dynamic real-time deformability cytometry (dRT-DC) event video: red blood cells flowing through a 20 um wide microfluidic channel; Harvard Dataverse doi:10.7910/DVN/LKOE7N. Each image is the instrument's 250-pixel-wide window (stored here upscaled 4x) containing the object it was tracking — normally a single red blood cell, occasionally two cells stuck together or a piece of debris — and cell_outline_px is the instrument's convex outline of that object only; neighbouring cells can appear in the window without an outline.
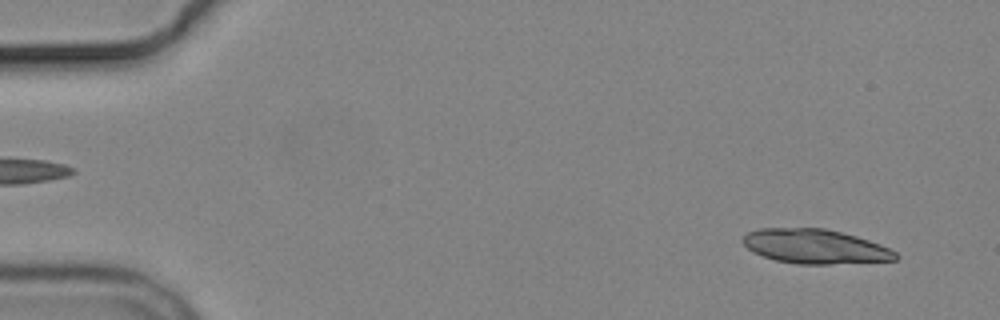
{"species": "common noctule bat (a hibernating species)", "species_latin": "Nyctalus noctula", "temperature_condition": "cold", "stored_images_in_passage": 6, "segment_of_instrument_passage": [2, 2], "camera_frame_rate_fps": 3000, "um_per_image_px": 0.085, "animal": {"sex": "male", "body_mass_g": 19.2, "forearm_length_mm": 51.8}, "frame": {"image": 1, "passage_image": 6, "time_ms": 6.0, "image_size_px": [1000, 320], "cell_outline_px": [[900, 256], [896, 260], [832, 264], [796, 264], [776, 260], [752, 252], [740, 240], [748, 232], [760, 228], [824, 228], [856, 236], [880, 244], [896, 252]], "centroid_in_image_um": [69.28, 20.95], "position_along_channel_um": 15.7, "area_um2": 30.58}}